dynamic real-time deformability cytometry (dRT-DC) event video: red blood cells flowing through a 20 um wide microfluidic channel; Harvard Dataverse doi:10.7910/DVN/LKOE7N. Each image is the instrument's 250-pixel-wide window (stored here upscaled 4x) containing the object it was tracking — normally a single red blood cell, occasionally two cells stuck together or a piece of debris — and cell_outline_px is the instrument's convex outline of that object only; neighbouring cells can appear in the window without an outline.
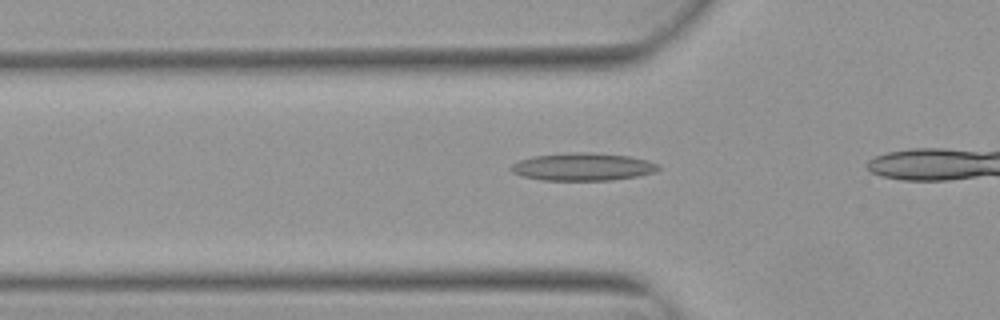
{"species": "Egyptian fruit bat (a non-hibernating species)", "species_latin": "Rousettus aegyptiacus", "temperature_condition": "warm", "stored_images_in_passage": 29, "camera_frame_rate_fps": 3000, "um_per_image_px": 0.085, "animal": {"sex": "female"}, "frame": {"image": 1, "passage_image": 5, "time_ms": 1.333, "image_size_px": [1000, 320], "cell_outline_px": [[660, 168], [656, 172], [636, 176], [612, 180], [540, 180], [520, 176], [512, 172], [508, 168], [512, 164], [520, 160], [532, 156], [572, 152], [592, 152], [628, 156], [648, 160], [660, 164]], "centroid_in_image_um": [49.52, 14.17], "position_along_channel_um": 76.3, "area_um2": 23.99}}
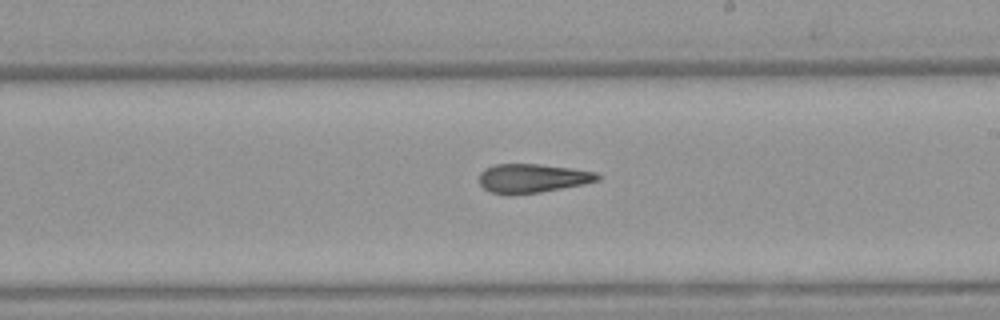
{"frame": {"image": 2, "passage_image": 18, "time_ms": 5.667, "image_size_px": [1000, 320], "cell_outline_px": [[600, 180], [584, 184], [540, 192], [492, 192], [484, 188], [480, 184], [480, 172], [484, 168], [496, 164], [540, 164], [572, 168], [596, 172], [600, 176]], "centroid_in_image_um": [45.3, 15.11], "position_along_channel_um": 243.7, "area_um2": 19.42}}
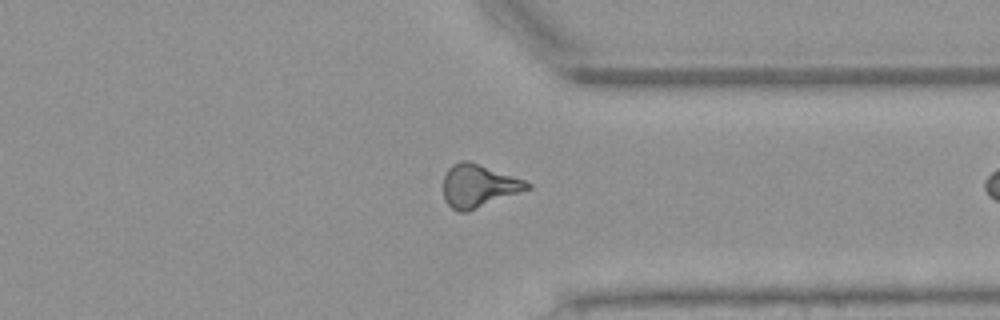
{"frame": {"image": 3, "passage_image": 28, "time_ms": 9.0, "image_size_px": [1000, 320], "cell_outline_px": [[532, 188], [468, 212], [460, 212], [452, 208], [444, 200], [444, 176], [448, 168], [452, 164], [460, 160], [468, 160], [480, 164], [524, 180], [532, 184]], "centroid_in_image_um": [40.68, 15.8], "position_along_channel_um": 370.7, "area_um2": 21.04}}